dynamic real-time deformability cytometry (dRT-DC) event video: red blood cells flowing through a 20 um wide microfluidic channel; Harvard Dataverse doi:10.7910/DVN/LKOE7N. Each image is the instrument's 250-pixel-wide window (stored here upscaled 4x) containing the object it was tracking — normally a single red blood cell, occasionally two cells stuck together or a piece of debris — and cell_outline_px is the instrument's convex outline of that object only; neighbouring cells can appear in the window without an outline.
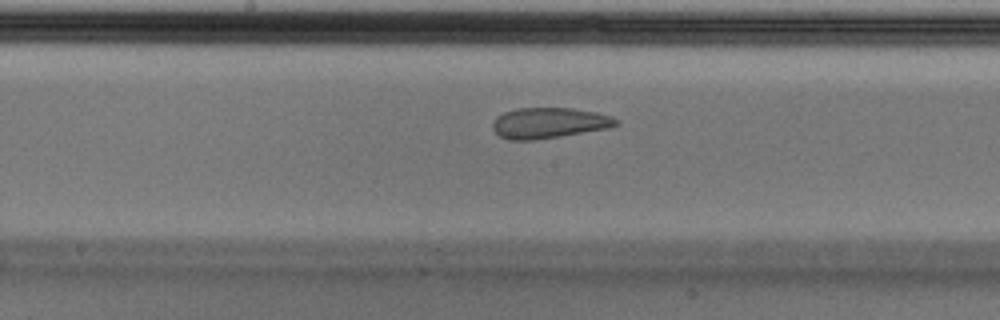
{"species": "Egyptian fruit bat (a non-hibernating species)", "species_latin": "Rousettus aegyptiacus", "temperature_condition": "cold", "stored_images_in_passage": 39, "camera_frame_rate_fps": 3000, "um_per_image_px": 0.085, "animal": {"sex": "male"}, "frame": {"image": 1, "passage_image": 13, "time_ms": 4.0, "image_size_px": [1000, 320], "cell_outline_px": [[620, 124], [608, 128], [536, 140], [508, 140], [500, 136], [492, 128], [492, 124], [496, 116], [504, 112], [516, 108], [572, 108], [596, 112], [612, 116], [620, 120]], "centroid_in_image_um": [46.67, 10.45], "position_along_channel_um": 201.5, "area_um2": 22.2}}
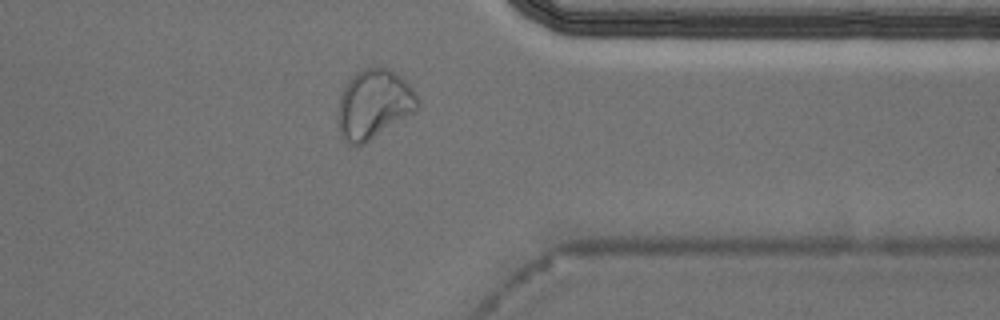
{"frame": {"image": 2, "passage_image": 28, "time_ms": 9.0, "image_size_px": [1000, 320], "cell_outline_px": [[420, 104], [416, 112], [364, 144], [356, 148], [348, 144], [340, 136], [336, 112], [340, 96], [344, 84], [356, 72], [364, 68], [388, 68], [396, 72], [416, 92], [420, 100]], "centroid_in_image_um": [31.76, 8.89], "position_along_channel_um": 379.6, "area_um2": 32.89}, "authors_computed_cell_mechanics": {"area_um2": 22.9466, "velocity_mm_per_s": 3.7095, "shape_relaxation_time_tau1_ms": null, "shape_relaxation_time_tau2_ms": 1.523, "deformation_change_tau1": null, "deformation_change_tau2": 0.0755}}